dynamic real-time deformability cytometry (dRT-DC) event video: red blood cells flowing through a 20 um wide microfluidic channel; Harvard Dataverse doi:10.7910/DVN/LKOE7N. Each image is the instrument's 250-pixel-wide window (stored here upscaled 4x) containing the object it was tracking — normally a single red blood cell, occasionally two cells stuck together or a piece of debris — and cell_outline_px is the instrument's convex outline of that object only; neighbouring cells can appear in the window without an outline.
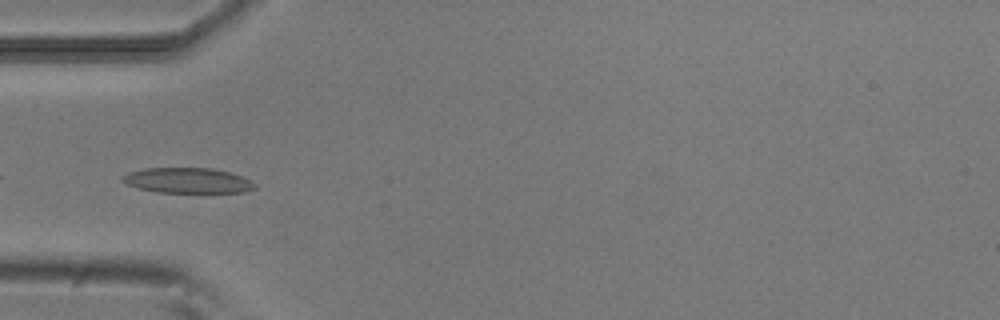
{"species": "common noctule bat (a hibernating species)", "species_latin": "Nyctalus noctula", "temperature_condition": "room temperature", "stored_images_in_passage": 41, "camera_frame_rate_fps": 3000, "um_per_image_px": 0.085, "animal": {"sex": "male", "body_mass_g": 20.5, "forearm_length_mm": 52.5}, "frame": {"image": 1, "passage_image": 9, "time_ms": 2.667, "image_size_px": [1000, 320], "cell_outline_px": [[256, 188], [244, 192], [156, 192], [140, 188], [128, 184], [120, 180], [120, 176], [128, 172], [144, 168], [212, 168], [228, 172], [240, 176], [256, 184]], "centroid_in_image_um": [15.9, 15.33], "position_along_channel_um": 69.1, "area_um2": 19.36}}
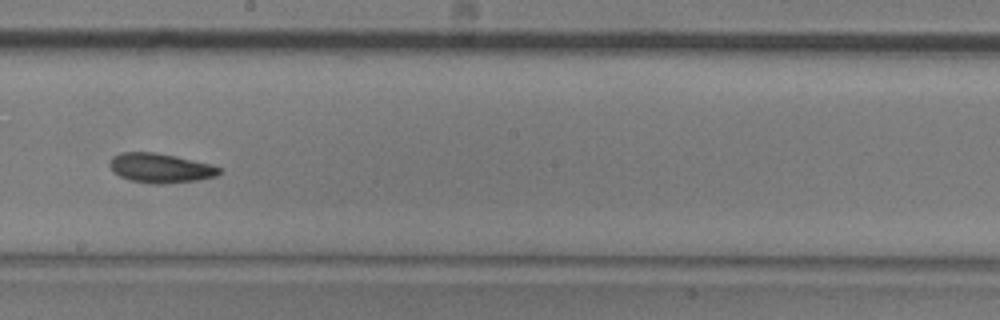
{"frame": {"image": 2, "passage_image": 22, "time_ms": 7.0, "image_size_px": [1000, 320], "cell_outline_px": [[224, 172], [216, 176], [196, 180], [164, 184], [152, 184], [128, 180], [112, 172], [108, 164], [112, 156], [120, 152], [156, 152], [176, 156], [212, 164], [220, 168]], "centroid_in_image_um": [13.61, 14.28], "position_along_channel_um": 234.6, "area_um2": 19.13}}
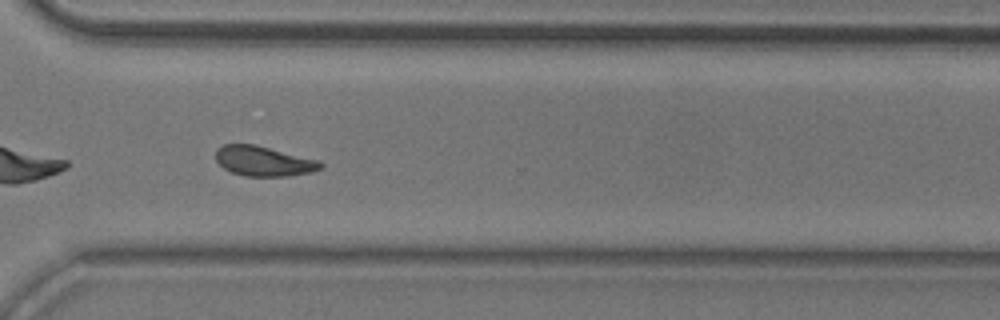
{"frame": {"image": 3, "passage_image": 31, "time_ms": 10.0, "image_size_px": [1000, 320], "cell_outline_px": [[324, 164], [320, 168], [312, 172], [288, 176], [244, 176], [232, 172], [224, 168], [216, 160], [216, 148], [224, 144], [256, 144], [320, 160]], "centroid_in_image_um": [22.42, 13.68], "position_along_channel_um": 348.2, "area_um2": 18.44}, "authors_computed_cell_mechanics": {"area_um2": 18.5538, "velocity_mm_per_s": 3.7994, "shape_relaxation_time_tau1_ms": 3.8487, "shape_relaxation_time_tau2_ms": 4.3935, "deformation_change_tau1": 0.1186, "deformation_change_tau2": 0.0862}}